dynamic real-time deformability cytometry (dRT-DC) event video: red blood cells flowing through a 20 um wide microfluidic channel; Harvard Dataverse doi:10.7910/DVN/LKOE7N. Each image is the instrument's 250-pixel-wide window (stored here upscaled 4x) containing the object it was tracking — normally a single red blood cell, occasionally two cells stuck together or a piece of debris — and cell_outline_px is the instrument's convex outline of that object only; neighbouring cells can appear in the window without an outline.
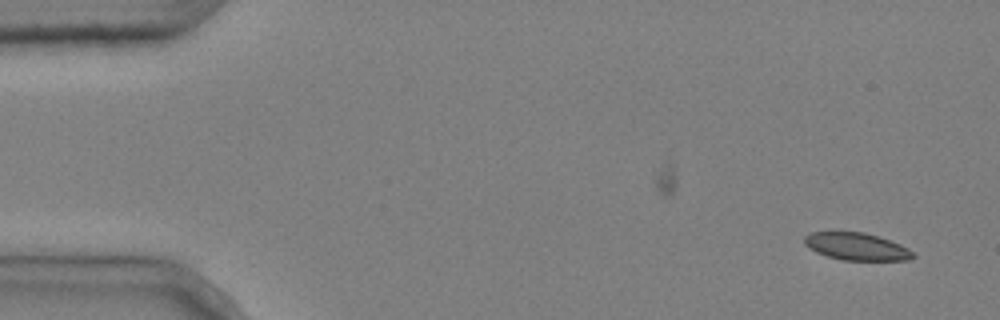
{"species": "common noctule bat (a hibernating species)", "species_latin": "Nyctalus noctula", "temperature_condition": "cold", "stored_images_in_passage": 2, "camera_frame_rate_fps": 3000, "um_per_image_px": 0.085, "animal": {"sex": "male", "body_mass_g": 20.4}, "frame": {"image": 1, "passage_image": 2, "time_ms": 0.333, "image_size_px": [1000, 320], "cell_outline_px": [[916, 256], [908, 260], [844, 260], [828, 256], [816, 252], [804, 244], [804, 236], [808, 232], [864, 232], [880, 236], [900, 244], [908, 248]], "centroid_in_image_um": [72.8, 20.94], "position_along_channel_um": 12.2, "area_um2": 17.34}}